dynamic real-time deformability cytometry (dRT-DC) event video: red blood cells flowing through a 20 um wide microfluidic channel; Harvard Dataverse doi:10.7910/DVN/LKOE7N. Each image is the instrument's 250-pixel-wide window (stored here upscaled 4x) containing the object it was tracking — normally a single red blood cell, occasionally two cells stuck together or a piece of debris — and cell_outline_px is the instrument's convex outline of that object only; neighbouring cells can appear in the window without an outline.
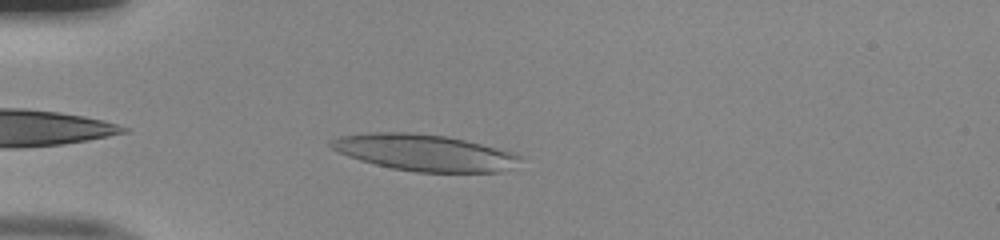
{"species": "human", "species_latin": "Homo sapiens", "temperature_condition": "room temperature", "stored_images_in_passage": 39, "camera_frame_rate_fps": 3000, "um_per_image_px": 0.085, "donor": {"sex": "male"}, "frame": {"image": 1, "passage_image": 3, "time_ms": 0.667, "image_size_px": [1000, 240], "cell_outline_px": [[524, 156], [508, 168], [496, 172], [416, 172], [392, 168], [360, 160], [348, 156], [332, 148], [328, 144], [332, 140], [340, 136], [372, 132], [408, 132], [444, 136], [464, 140], [512, 152]], "centroid_in_image_um": [36.04, 12.97], "position_along_channel_um": 49.0, "area_um2": 39.59}}
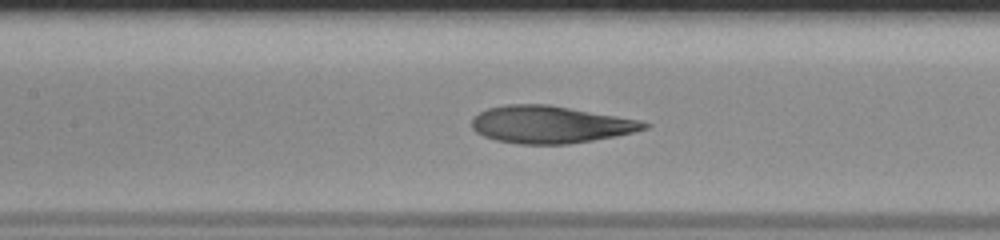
{"frame": {"image": 2, "passage_image": 13, "time_ms": 4.0, "image_size_px": [1000, 240], "cell_outline_px": [[652, 124], [648, 128], [616, 136], [568, 144], [520, 144], [496, 140], [484, 136], [476, 132], [472, 128], [472, 120], [480, 112], [488, 108], [504, 104], [548, 104], [640, 120]], "centroid_in_image_um": [46.78, 10.58], "position_along_channel_um": 160.6, "area_um2": 37.34}}
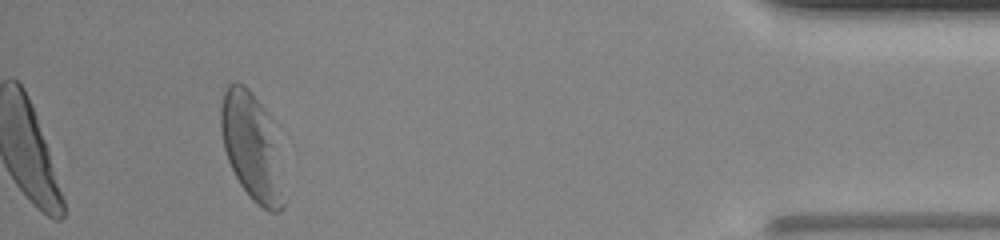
{"frame": {"image": 3, "passage_image": 36, "time_ms": 11.667, "image_size_px": [1000, 240], "cell_outline_px": [[288, 200], [284, 208], [280, 212], [268, 212], [256, 204], [252, 200], [240, 184], [228, 160], [224, 148], [220, 128], [220, 108], [224, 92], [228, 84], [236, 80], [244, 84], [252, 92], [260, 104], [264, 112]], "centroid_in_image_um": [21.35, 12.56], "position_along_channel_um": 413.8, "area_um2": 38.38}, "authors_computed_cell_mechanics": {"area_um2": 37.3966, "velocity_mm_per_s": 4.0077, "shape_relaxation_time_tau1_ms": 5.7977, "shape_relaxation_time_tau2_ms": 1.3195, "deformation_change_tau1": 0.2295, "deformation_change_tau2": 0.082}}